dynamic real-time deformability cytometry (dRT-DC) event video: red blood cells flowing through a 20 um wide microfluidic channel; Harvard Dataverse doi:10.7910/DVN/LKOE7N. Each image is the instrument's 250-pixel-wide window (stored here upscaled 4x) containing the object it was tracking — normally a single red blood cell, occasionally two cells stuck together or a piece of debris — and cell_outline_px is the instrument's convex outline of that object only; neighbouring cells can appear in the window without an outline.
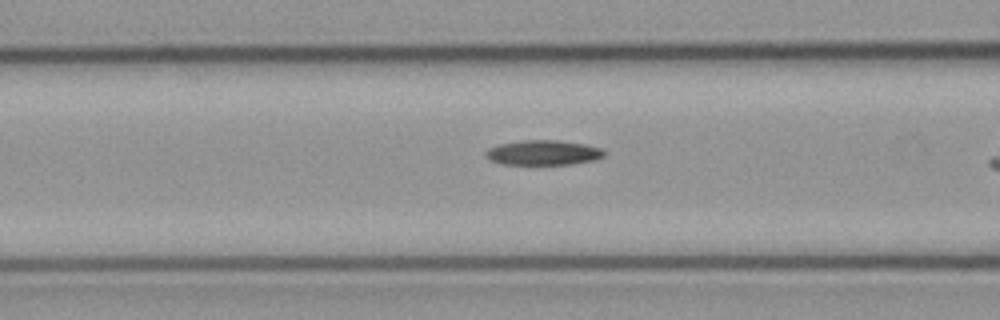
{"species": "common noctule bat (a hibernating species)", "species_latin": "Nyctalus noctula", "temperature_condition": "cold", "stored_images_in_passage": 18, "camera_frame_rate_fps": 3000, "um_per_image_px": 0.085, "animal": {"sex": "male", "body_mass_g": 23.1, "forearm_length_mm": 52.7}, "frame": {"image": 1, "passage_image": 16, "time_ms": 5.0, "image_size_px": [1000, 320], "cell_outline_px": [[604, 156], [596, 160], [572, 164], [500, 164], [484, 156], [484, 152], [488, 148], [500, 144], [524, 140], [556, 140], [584, 144], [600, 148], [604, 152]], "centroid_in_image_um": [46.16, 12.98], "position_along_channel_um": 120.4, "area_um2": 17.11}}